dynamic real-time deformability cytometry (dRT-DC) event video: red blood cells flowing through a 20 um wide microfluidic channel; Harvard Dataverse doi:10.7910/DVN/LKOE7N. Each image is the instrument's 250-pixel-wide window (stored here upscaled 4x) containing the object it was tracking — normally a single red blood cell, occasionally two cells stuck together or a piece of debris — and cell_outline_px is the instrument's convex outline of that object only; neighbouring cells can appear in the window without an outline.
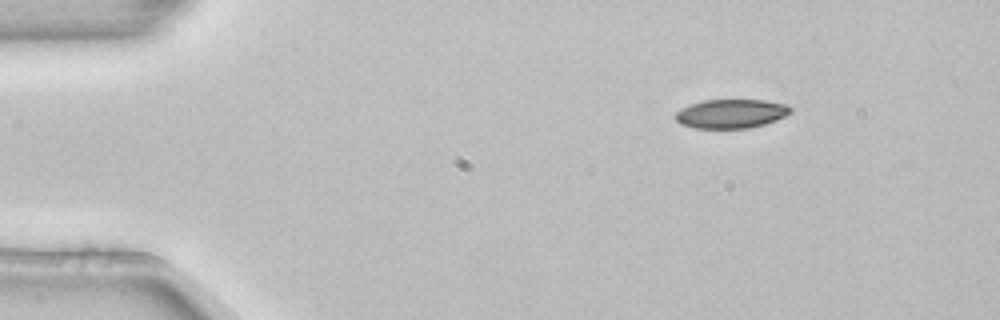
{"species": "common noctule bat (a hibernating species)", "species_latin": "Nyctalus noctula", "temperature_condition": "room temperature", "stored_images_in_passage": 3, "camera_frame_rate_fps": 3000, "um_per_image_px": 0.085, "animal": {"sex": "female", "body_mass_g": 22.7, "forearm_length_mm": 54.2}, "frame": {"image": 1, "passage_image": 3, "time_ms": 0.667, "image_size_px": [1000, 320], "cell_outline_px": [[792, 112], [776, 120], [764, 124], [748, 128], [696, 128], [680, 124], [676, 120], [676, 112], [680, 108], [704, 100], [764, 100], [788, 104], [792, 108]], "centroid_in_image_um": [62.16, 9.66], "position_along_channel_um": 22.8, "area_um2": 19.42}}